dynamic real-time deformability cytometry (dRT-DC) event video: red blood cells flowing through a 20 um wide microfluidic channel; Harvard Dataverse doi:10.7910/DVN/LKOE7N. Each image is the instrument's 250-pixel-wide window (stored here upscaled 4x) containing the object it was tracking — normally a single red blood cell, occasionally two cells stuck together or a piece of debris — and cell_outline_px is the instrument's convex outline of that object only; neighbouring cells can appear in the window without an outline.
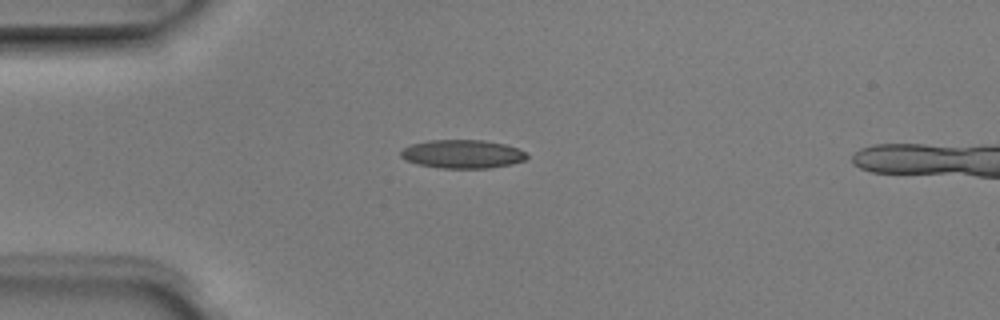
{"species": "Egyptian fruit bat (a non-hibernating species)", "species_latin": "Rousettus aegyptiacus", "temperature_condition": "room temperature", "stored_images_in_passage": 2, "camera_frame_rate_fps": 3000, "um_per_image_px": 0.085, "animal": {"sex": "male"}, "frame": {"image": 1, "passage_image": 1, "time_ms": 0.0, "image_size_px": [1000, 320], "cell_outline_px": [[528, 156], [524, 160], [512, 164], [488, 168], [440, 168], [416, 164], [404, 160], [400, 156], [400, 152], [404, 148], [412, 144], [428, 140], [484, 140], [504, 144], [516, 148], [524, 152]], "centroid_in_image_um": [39.26, 13.1], "position_along_channel_um": 45.7, "area_um2": 20.92}}